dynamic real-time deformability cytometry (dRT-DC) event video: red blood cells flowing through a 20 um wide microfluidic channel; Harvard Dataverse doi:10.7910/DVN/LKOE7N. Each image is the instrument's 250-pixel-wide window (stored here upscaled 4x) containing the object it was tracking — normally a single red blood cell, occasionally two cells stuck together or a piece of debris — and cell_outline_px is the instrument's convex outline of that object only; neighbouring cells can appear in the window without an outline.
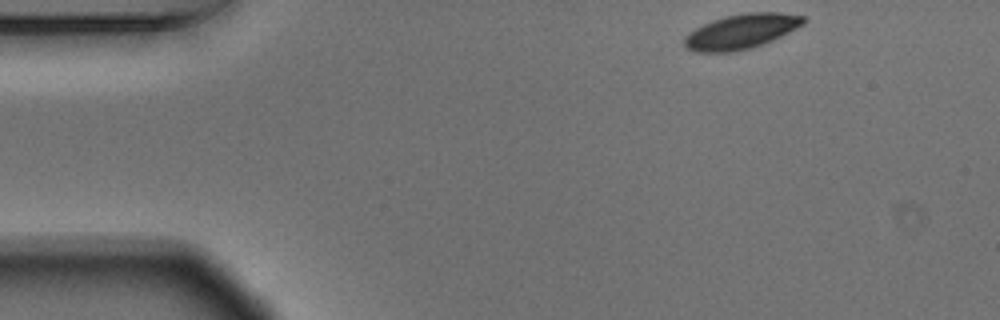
{"species": "Egyptian fruit bat (a non-hibernating species)", "species_latin": "Rousettus aegyptiacus", "temperature_condition": "warm", "stored_images_in_passage": 48, "camera_frame_rate_fps": 3000, "um_per_image_px": 0.085, "animal": {"sex": "male"}, "frame": {"image": 1, "passage_image": 1, "time_ms": 0.0, "image_size_px": [1000, 320], "cell_outline_px": [[808, 20], [804, 24], [772, 40], [748, 48], [732, 52], [696, 52], [688, 48], [684, 44], [684, 36], [696, 28], [712, 20], [724, 16], [744, 12], [780, 12], [804, 16]], "centroid_in_image_um": [63.01, 2.65], "position_along_channel_um": 22.0, "area_um2": 23.99}}
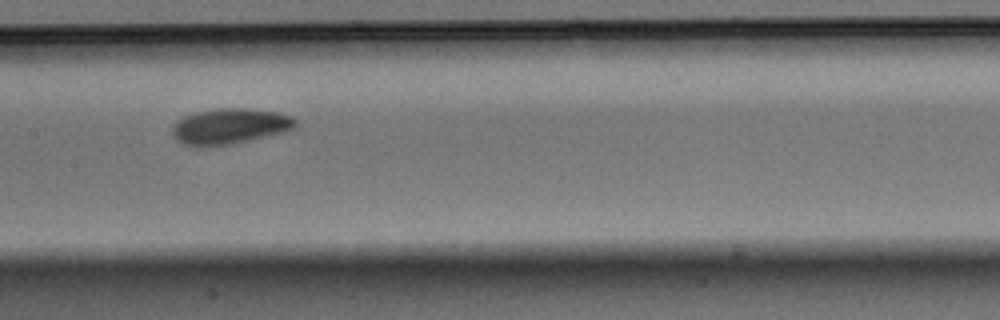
{"frame": {"image": 2, "passage_image": 21, "time_ms": 6.667, "image_size_px": [1000, 320], "cell_outline_px": [[300, 124], [284, 132], [236, 144], [208, 148], [180, 144], [172, 136], [172, 124], [180, 116], [192, 112], [216, 108], [248, 108], [280, 112], [292, 116]], "centroid_in_image_um": [19.48, 10.74], "position_along_channel_um": 187.9, "area_um2": 26.7}}
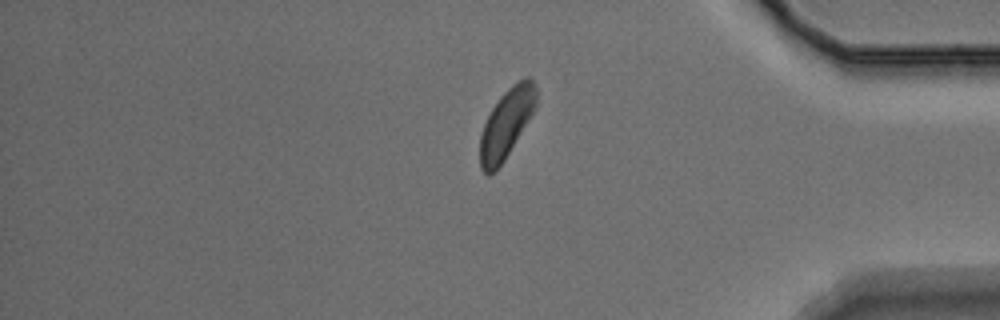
{"frame": {"image": 3, "passage_image": 40, "time_ms": 13.0, "image_size_px": [1000, 320], "cell_outline_px": [[536, 104], [532, 112], [504, 160], [488, 176], [480, 168], [480, 136], [484, 124], [492, 108], [500, 96], [512, 84], [524, 76], [528, 76], [532, 80], [536, 88]], "centroid_in_image_um": [43.02, 10.46], "position_along_channel_um": 392.2, "area_um2": 22.02}, "authors_computed_cell_mechanics": {"area_um2": 24.1315, "velocity_mm_per_s": 3.6337, "shape_relaxation_time_tau1_ms": 2.1062, "shape_relaxation_time_tau2_ms": null, "deformation_change_tau1": 0.0858, "deformation_change_tau2": null}}